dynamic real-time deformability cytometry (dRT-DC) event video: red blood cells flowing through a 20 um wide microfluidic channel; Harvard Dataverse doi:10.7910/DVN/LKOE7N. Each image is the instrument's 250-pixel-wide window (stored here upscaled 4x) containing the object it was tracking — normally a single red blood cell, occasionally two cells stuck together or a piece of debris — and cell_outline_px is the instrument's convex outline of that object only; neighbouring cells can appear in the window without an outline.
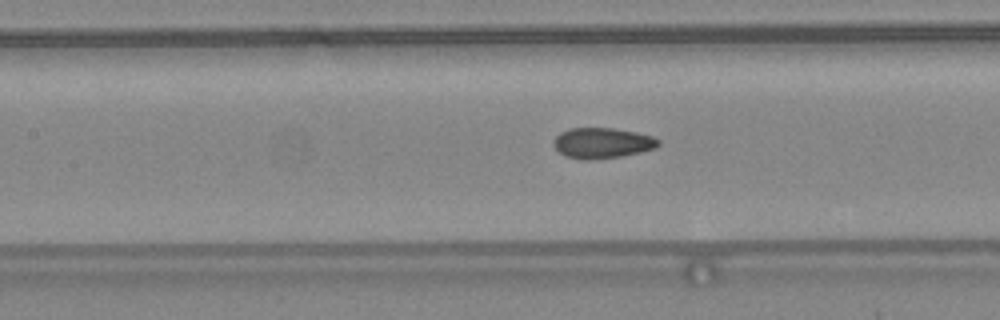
{"species": "common noctule bat (a hibernating species)", "species_latin": "Nyctalus noctula", "temperature_condition": "warm", "stored_images_in_passage": 26, "camera_frame_rate_fps": 3000, "um_per_image_px": 0.085, "animal": {"sex": "female", "body_mass_g": 24.6, "forearm_length_mm": 56.2}, "frame": {"image": 1, "passage_image": 7, "time_ms": 2.0, "image_size_px": [1000, 320], "cell_outline_px": [[660, 144], [656, 148], [640, 152], [620, 156], [588, 160], [584, 160], [564, 156], [552, 144], [552, 140], [560, 132], [568, 128], [612, 128], [636, 132], [652, 136], [660, 140]], "centroid_in_image_um": [51.17, 12.15], "position_along_channel_um": 156.2, "area_um2": 18.73}}
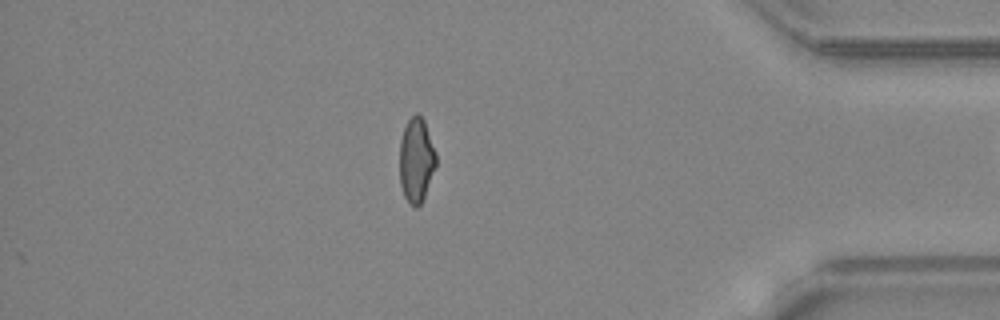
{"frame": {"image": 2, "passage_image": 26, "time_ms": 8.333, "image_size_px": [1000, 320], "cell_outline_px": [[436, 164], [424, 196], [420, 204], [416, 208], [404, 196], [400, 184], [400, 140], [404, 128], [408, 120], [416, 112], [424, 120], [436, 152]], "centroid_in_image_um": [35.38, 13.58], "position_along_channel_um": 399.8, "area_um2": 17.69}, "authors_computed_cell_mechanics": {"area_um2": 18.6405, "velocity_mm_per_s": 4.4, "shape_relaxation_time_tau1_ms": null, "shape_relaxation_time_tau2_ms": 1.4794, "deformation_change_tau1": null, "deformation_change_tau2": 0.0634}}